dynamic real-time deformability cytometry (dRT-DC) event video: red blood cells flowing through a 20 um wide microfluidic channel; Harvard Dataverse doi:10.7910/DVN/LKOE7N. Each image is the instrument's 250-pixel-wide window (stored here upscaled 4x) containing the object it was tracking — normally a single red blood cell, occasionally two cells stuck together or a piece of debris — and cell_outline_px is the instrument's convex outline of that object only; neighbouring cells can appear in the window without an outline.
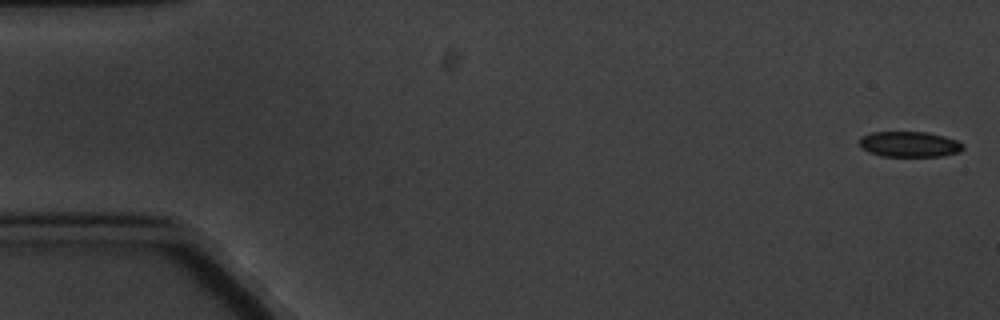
{"species": "common noctule bat (a hibernating species)", "species_latin": "Nyctalus noctula", "temperature_condition": "cold", "stored_images_in_passage": 4, "camera_frame_rate_fps": 3000, "um_per_image_px": 0.085, "animal": {"sex": "male", "body_mass_g": 20.1, "forearm_length_mm": 53.5}, "frame": {"image": 1, "passage_image": 1, "time_ms": 0.0, "image_size_px": [1000, 320], "cell_outline_px": [[964, 148], [960, 152], [940, 156], [880, 156], [868, 152], [860, 144], [860, 136], [872, 132], [928, 132], [944, 136], [956, 140], [964, 144]], "centroid_in_image_um": [77.32, 12.26], "position_along_channel_um": 7.7, "area_um2": 15.43}}